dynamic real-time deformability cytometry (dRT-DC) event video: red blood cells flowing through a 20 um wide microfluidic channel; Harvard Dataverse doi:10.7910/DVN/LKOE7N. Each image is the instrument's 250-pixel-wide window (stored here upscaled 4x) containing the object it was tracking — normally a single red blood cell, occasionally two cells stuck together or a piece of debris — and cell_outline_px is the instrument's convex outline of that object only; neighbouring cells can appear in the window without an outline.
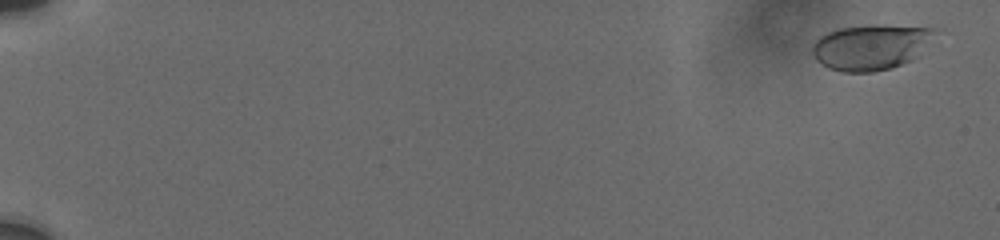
{"species": "human", "species_latin": "Homo sapiens", "temperature_condition": "cold", "stored_images_in_passage": 9, "camera_frame_rate_fps": 3000, "um_per_image_px": 0.085, "donor": {"sex": "male"}, "frame": {"image": 1, "passage_image": 2, "time_ms": 0.667, "image_size_px": [1000, 240], "cell_outline_px": [[936, 28], [920, 56], [912, 60], [892, 68], [872, 72], [844, 72], [828, 68], [820, 64], [812, 56], [812, 44], [820, 36], [836, 28], [876, 24], [880, 24]], "centroid_in_image_um": [73.98, 4.0], "position_along_channel_um": 11.0, "area_um2": 32.77}}
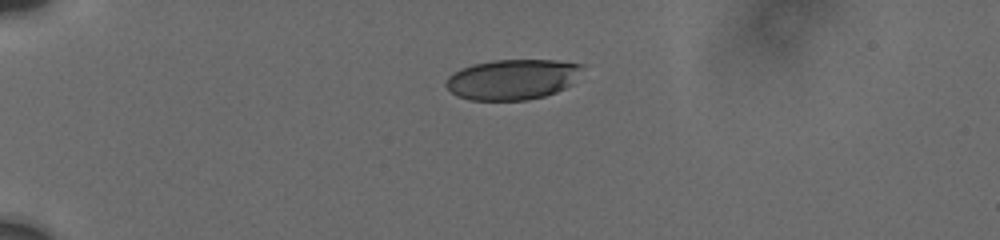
{"frame": {"image": 2, "passage_image": 6, "time_ms": 5.333, "image_size_px": [1000, 240], "cell_outline_px": [[584, 64], [572, 84], [556, 92], [544, 96], [528, 100], [468, 100], [456, 96], [444, 84], [448, 76], [460, 68], [472, 64], [492, 60], [556, 60]], "centroid_in_image_um": [43.53, 6.75], "position_along_channel_um": 41.5, "area_um2": 32.19}}
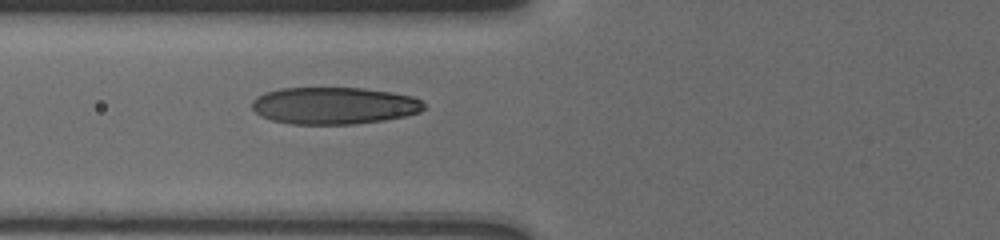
{"frame": {"image": 3, "passage_image": 9, "time_ms": 8.333, "image_size_px": [1000, 240], "cell_outline_px": [[424, 108], [420, 112], [404, 116], [384, 120], [356, 124], [292, 124], [272, 120], [260, 116], [252, 108], [252, 100], [256, 96], [264, 92], [280, 88], [364, 88], [392, 92], [412, 96], [420, 100], [424, 104]], "centroid_in_image_um": [28.37, 8.97], "position_along_channel_um": 97.4, "area_um2": 37.28}}